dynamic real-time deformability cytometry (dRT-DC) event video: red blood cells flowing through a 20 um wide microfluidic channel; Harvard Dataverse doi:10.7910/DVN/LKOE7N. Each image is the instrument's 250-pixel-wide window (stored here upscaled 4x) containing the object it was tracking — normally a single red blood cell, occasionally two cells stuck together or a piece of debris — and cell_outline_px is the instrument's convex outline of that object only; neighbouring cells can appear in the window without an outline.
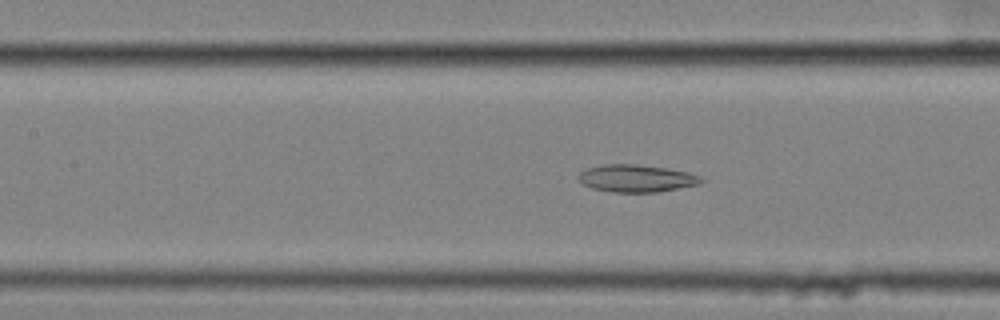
{"species": "common noctule bat (a hibernating species)", "species_latin": "Nyctalus noctula", "temperature_condition": "cold", "stored_images_in_passage": 39, "camera_frame_rate_fps": 3000, "um_per_image_px": 0.085, "animal": {"sex": "female", "body_mass_g": 25.1}, "frame": {"image": 1, "passage_image": 8, "time_ms": 2.333, "image_size_px": [1000, 320], "cell_outline_px": [[704, 180], [700, 184], [660, 192], [612, 192], [592, 188], [584, 184], [576, 176], [580, 172], [588, 168], [604, 164], [632, 164], [664, 168], [688, 172], [700, 176]], "centroid_in_image_um": [54.1, 15.17], "position_along_channel_um": 153.3, "area_um2": 19.48}}
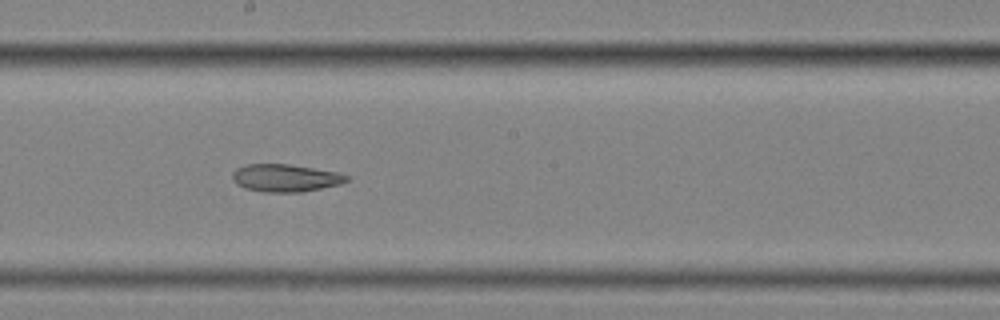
{"frame": {"image": 2, "passage_image": 14, "time_ms": 4.333, "image_size_px": [1000, 320], "cell_outline_px": [[348, 180], [340, 184], [300, 192], [264, 192], [244, 188], [236, 184], [232, 180], [232, 172], [236, 168], [244, 164], [288, 164], [336, 172], [348, 176]], "centroid_in_image_um": [24.18, 15.12], "position_along_channel_um": 224.0, "area_um2": 18.26}}
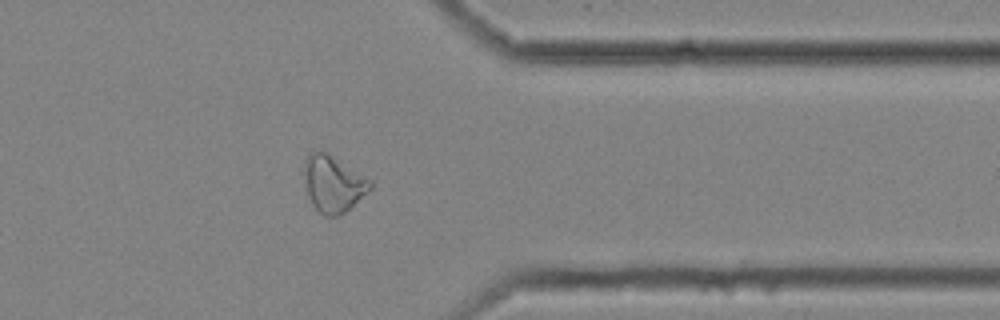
{"frame": {"image": 3, "passage_image": 28, "time_ms": 9.0, "image_size_px": [1000, 320], "cell_outline_px": [[372, 188], [344, 212], [336, 216], [324, 216], [312, 204], [308, 192], [304, 172], [304, 160], [312, 152], [320, 148], [328, 152], [372, 180]], "centroid_in_image_um": [28.33, 15.57], "position_along_channel_um": 383.1, "area_um2": 21.62}, "authors_computed_cell_mechanics": {"area_um2": 19.5942, "velocity_mm_per_s": 3.54, "shape_relaxation_time_tau1_ms": null, "shape_relaxation_time_tau2_ms": 8.3156, "deformation_change_tau1": null, "deformation_change_tau2": 0.1751}}